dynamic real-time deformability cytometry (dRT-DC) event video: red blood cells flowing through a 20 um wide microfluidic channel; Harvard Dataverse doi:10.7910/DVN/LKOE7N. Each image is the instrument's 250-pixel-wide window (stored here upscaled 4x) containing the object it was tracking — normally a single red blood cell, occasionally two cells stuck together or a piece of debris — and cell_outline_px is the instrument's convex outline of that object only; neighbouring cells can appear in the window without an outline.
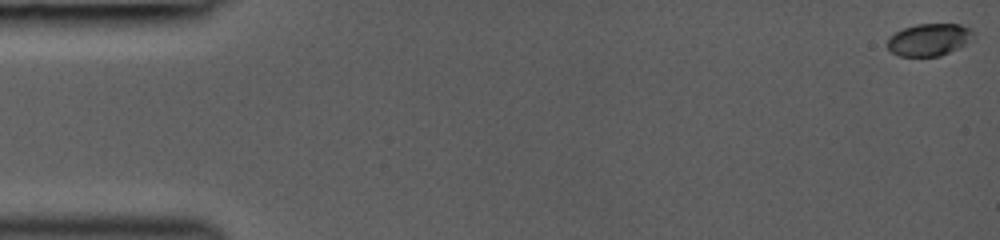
{"species": "common noctule bat (a hibernating species)", "species_latin": "Nyctalus noctula", "temperature_condition": "room temperature", "stored_images_in_passage": 6, "camera_frame_rate_fps": 3000, "um_per_image_px": 0.085, "animal": {"sex": "female", "body_mass_g": 19.0, "forearm_length_mm": 53.3}, "frame": {"image": 1, "passage_image": 1, "time_ms": 0.0, "image_size_px": [1000, 240], "cell_outline_px": [[976, 36], [972, 40], [940, 56], [900, 56], [892, 52], [888, 48], [888, 40], [896, 32], [904, 28], [916, 24], [960, 24], [972, 28], [976, 32]], "centroid_in_image_um": [79.04, 3.35], "position_along_channel_um": 6.0, "area_um2": 16.13}}
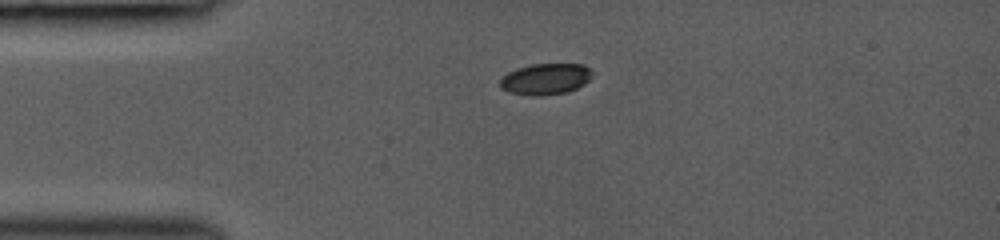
{"frame": {"image": 2, "passage_image": 5, "time_ms": 3.667, "image_size_px": [1000, 240], "cell_outline_px": [[592, 76], [584, 84], [568, 92], [536, 96], [532, 96], [508, 92], [500, 88], [500, 80], [508, 72], [516, 68], [532, 64], [584, 64], [592, 72]], "centroid_in_image_um": [46.35, 6.72], "position_along_channel_um": 38.6, "area_um2": 16.76}}